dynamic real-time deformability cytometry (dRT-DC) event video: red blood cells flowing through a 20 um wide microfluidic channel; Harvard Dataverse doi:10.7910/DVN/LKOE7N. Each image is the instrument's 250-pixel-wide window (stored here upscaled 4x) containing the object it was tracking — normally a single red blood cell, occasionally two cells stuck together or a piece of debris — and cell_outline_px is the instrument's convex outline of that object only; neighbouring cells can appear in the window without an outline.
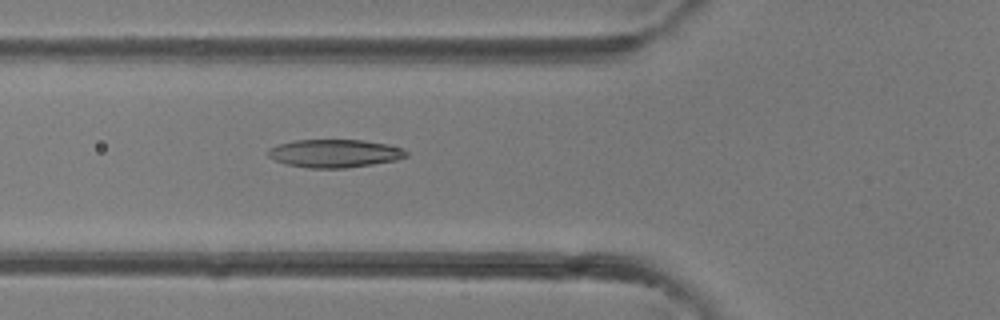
{"species": "common noctule bat (a hibernating species)", "species_latin": "Nyctalus noctula", "temperature_condition": "room temperature", "stored_images_in_passage": 40, "camera_frame_rate_fps": 3000, "um_per_image_px": 0.085, "animal": {"sex": "female"}, "frame": {"image": 1, "passage_image": 15, "time_ms": 4.667, "image_size_px": [1000, 320], "cell_outline_px": [[408, 156], [396, 160], [348, 168], [308, 168], [288, 164], [276, 160], [268, 156], [268, 148], [276, 144], [296, 140], [364, 140], [388, 144], [404, 148], [408, 152]], "centroid_in_image_um": [28.47, 13.03], "position_along_channel_um": 97.3, "area_um2": 22.72}}
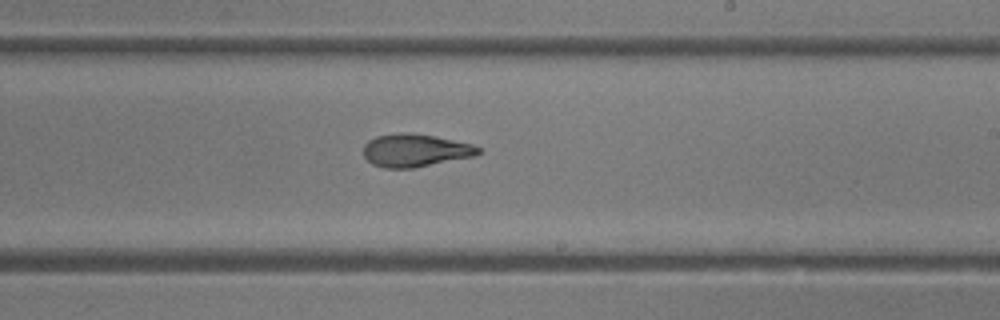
{"frame": {"image": 2, "passage_image": 24, "time_ms": 7.667, "image_size_px": [1000, 320], "cell_outline_px": [[480, 152], [476, 156], [416, 168], [384, 168], [372, 164], [364, 156], [364, 144], [368, 140], [376, 136], [400, 132], [408, 132], [432, 136], [472, 144], [480, 148]], "centroid_in_image_um": [35.28, 12.79], "position_along_channel_um": 253.7, "area_um2": 22.08}}
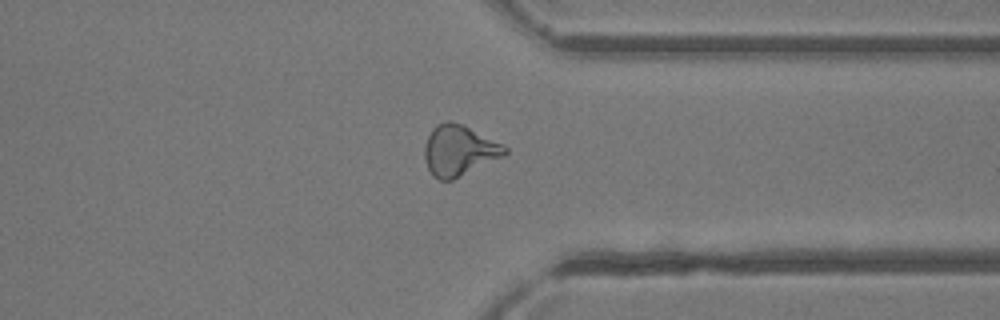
{"frame": {"image": 3, "passage_image": 31, "time_ms": 10.0, "image_size_px": [1000, 320], "cell_outline_px": [[508, 152], [504, 156], [452, 180], [440, 180], [432, 176], [428, 168], [424, 156], [424, 144], [432, 128], [436, 124], [444, 120], [448, 120], [464, 124], [504, 144], [508, 148]], "centroid_in_image_um": [39.02, 12.76], "position_along_channel_um": 372.4, "area_um2": 24.04}}